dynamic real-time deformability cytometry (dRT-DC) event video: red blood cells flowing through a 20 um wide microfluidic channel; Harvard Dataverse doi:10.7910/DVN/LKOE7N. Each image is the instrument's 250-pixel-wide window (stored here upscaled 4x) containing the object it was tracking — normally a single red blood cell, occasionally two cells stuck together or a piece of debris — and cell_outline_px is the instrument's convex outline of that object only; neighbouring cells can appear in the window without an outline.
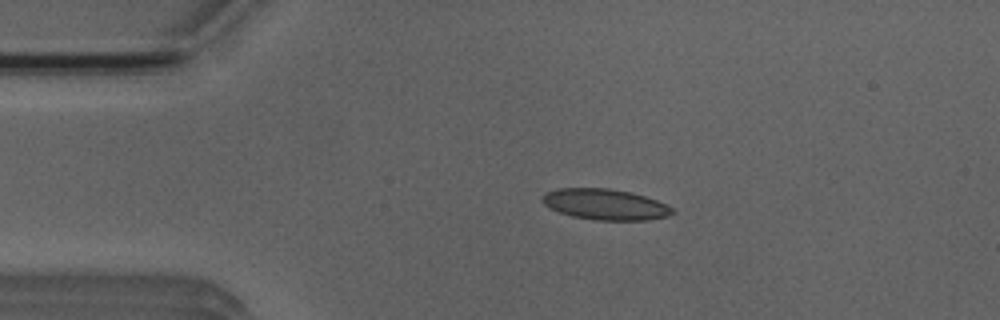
{"species": "Egyptian fruit bat (a non-hibernating species)", "species_latin": "Rousettus aegyptiacus", "temperature_condition": "room temperature", "stored_images_in_passage": 2, "camera_frame_rate_fps": 3000, "um_per_image_px": 0.085, "animal": {"sex": "male"}, "frame": {"image": 1, "passage_image": 1, "time_ms": 0.0, "image_size_px": [1000, 320], "cell_outline_px": [[676, 212], [668, 216], [648, 220], [596, 220], [572, 216], [548, 208], [544, 204], [544, 196], [548, 192], [560, 188], [612, 188], [632, 192], [656, 200], [672, 208]], "centroid_in_image_um": [51.47, 17.37], "position_along_channel_um": 33.5, "area_um2": 23.24}}